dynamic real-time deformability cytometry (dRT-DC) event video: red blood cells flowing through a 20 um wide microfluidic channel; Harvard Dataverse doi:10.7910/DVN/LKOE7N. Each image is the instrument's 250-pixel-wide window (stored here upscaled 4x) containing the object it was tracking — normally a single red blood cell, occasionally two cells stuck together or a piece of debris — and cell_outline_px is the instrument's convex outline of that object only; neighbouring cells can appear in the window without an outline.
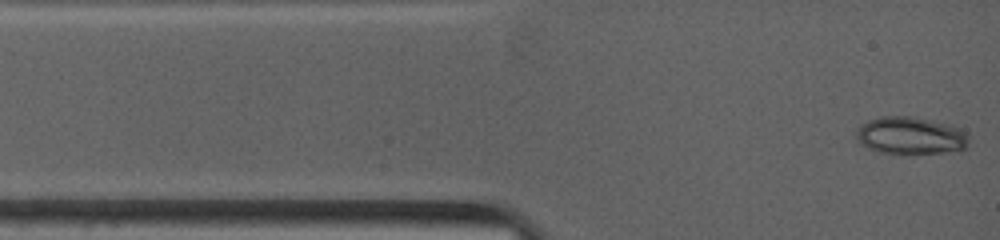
{"species": "common noctule bat (a hibernating species)", "species_latin": "Nyctalus noctula", "temperature_condition": "warm", "stored_images_in_passage": 105, "camera_frame_rate_fps": 4500, "um_per_image_px": 0.085, "animal": {"sex": "female", "body_mass_g": 19.0, "forearm_length_mm": 53.3}, "frame": {"image": 1, "passage_image": 1, "time_ms": 0.0, "image_size_px": [1000, 240], "cell_outline_px": [[968, 148], [944, 152], [904, 156], [880, 152], [868, 148], [860, 144], [856, 136], [856, 128], [868, 120], [880, 116], [912, 116], [932, 120], [948, 124], [960, 128], [968, 132]], "centroid_in_image_um": [77.4, 11.55], "position_along_channel_um": 7.6, "area_um2": 25.32}}
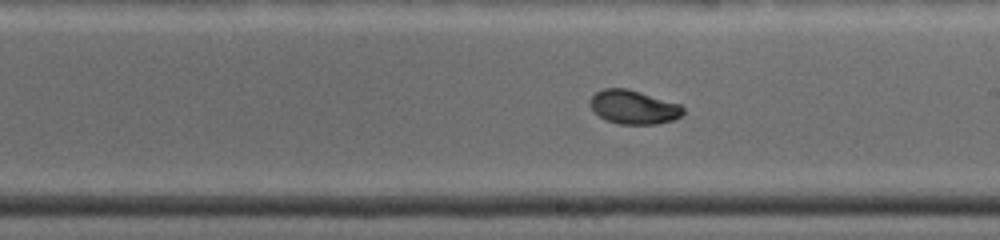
{"frame": {"image": 2, "passage_image": 50, "time_ms": 6.889, "image_size_px": [1000, 240], "cell_outline_px": [[684, 112], [680, 116], [672, 120], [656, 124], [620, 124], [608, 120], [600, 116], [588, 104], [588, 100], [596, 92], [604, 88], [628, 88], [680, 104], [684, 108]], "centroid_in_image_um": [53.85, 9.09], "position_along_channel_um": 235.2, "area_um2": 18.26}}
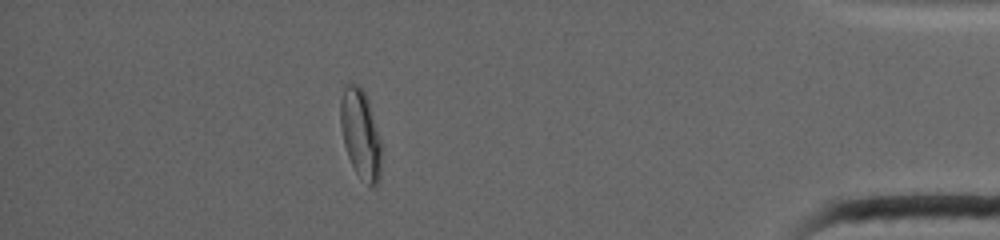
{"frame": {"image": 3, "passage_image": 96, "time_ms": 12.667, "image_size_px": [1000, 240], "cell_outline_px": [[380, 180], [372, 188], [356, 172], [348, 156], [344, 144], [340, 124], [340, 100], [344, 84], [360, 84], [368, 100], [380, 140]], "centroid_in_image_um": [30.62, 11.35], "position_along_channel_um": 404.6, "area_um2": 21.04}, "authors_computed_cell_mechanics": {"area_um2": 19.0162, "velocity_mm_per_s": 3.9161, "shape_relaxation_time_tau1_ms": 8.3066, "shape_relaxation_time_tau2_ms": null, "deformation_change_tau1": 0.1794, "deformation_change_tau2": null}}